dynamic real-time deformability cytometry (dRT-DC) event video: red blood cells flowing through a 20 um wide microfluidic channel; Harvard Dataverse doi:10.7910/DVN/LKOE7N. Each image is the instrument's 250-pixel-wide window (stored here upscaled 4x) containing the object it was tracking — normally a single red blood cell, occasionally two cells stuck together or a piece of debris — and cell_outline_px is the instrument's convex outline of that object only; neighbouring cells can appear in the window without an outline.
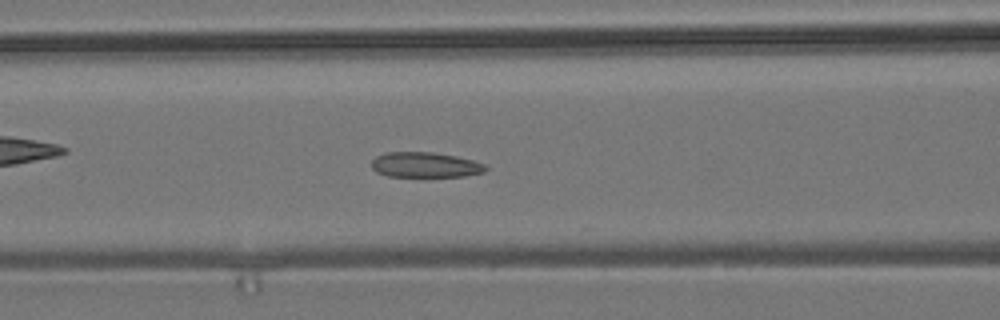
{"species": "common noctule bat (a hibernating species)", "species_latin": "Nyctalus noctula", "temperature_condition": "room temperature", "stored_images_in_passage": 48, "camera_frame_rate_fps": 3000, "um_per_image_px": 0.085, "animal": {"sex": "male", "body_mass_g": 19.2, "forearm_length_mm": 51.8}, "frame": {"image": 1, "passage_image": 16, "time_ms": 5.0, "image_size_px": [1000, 320], "cell_outline_px": [[488, 168], [484, 172], [464, 176], [388, 176], [376, 172], [372, 168], [372, 160], [376, 156], [384, 152], [432, 152], [456, 156], [472, 160], [484, 164]], "centroid_in_image_um": [36.12, 14.0], "position_along_channel_um": 130.5, "area_um2": 16.7}}
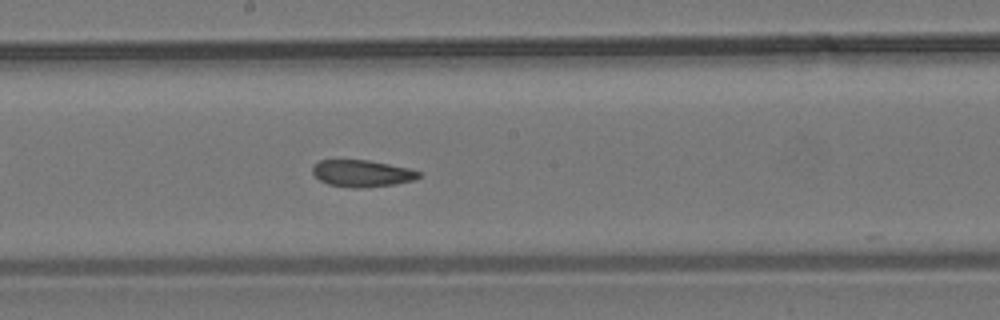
{"frame": {"image": 2, "passage_image": 23, "time_ms": 7.333, "image_size_px": [1000, 320], "cell_outline_px": [[420, 176], [416, 180], [396, 184], [356, 188], [328, 184], [320, 180], [312, 172], [312, 168], [320, 160], [368, 160], [408, 168], [420, 172]], "centroid_in_image_um": [30.79, 14.74], "position_along_channel_um": 217.4, "area_um2": 16.42}}
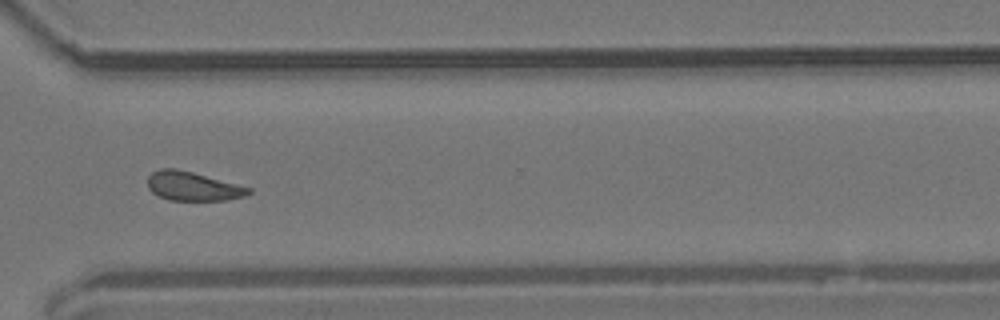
{"frame": {"image": 3, "passage_image": 34, "time_ms": 11.0, "image_size_px": [1000, 320], "cell_outline_px": [[252, 192], [244, 196], [228, 200], [168, 200], [152, 192], [148, 188], [148, 176], [152, 172], [160, 168], [176, 168], [192, 172], [252, 188]], "centroid_in_image_um": [16.38, 15.83], "position_along_channel_um": 354.2, "area_um2": 16.99}, "authors_computed_cell_mechanics": {"area_um2": 17.5134, "velocity_mm_per_s": 3.7376, "shape_relaxation_time_tau1_ms": null, "shape_relaxation_time_tau2_ms": 3.4533, "deformation_change_tau1": null, "deformation_change_tau2": 0.0893}}